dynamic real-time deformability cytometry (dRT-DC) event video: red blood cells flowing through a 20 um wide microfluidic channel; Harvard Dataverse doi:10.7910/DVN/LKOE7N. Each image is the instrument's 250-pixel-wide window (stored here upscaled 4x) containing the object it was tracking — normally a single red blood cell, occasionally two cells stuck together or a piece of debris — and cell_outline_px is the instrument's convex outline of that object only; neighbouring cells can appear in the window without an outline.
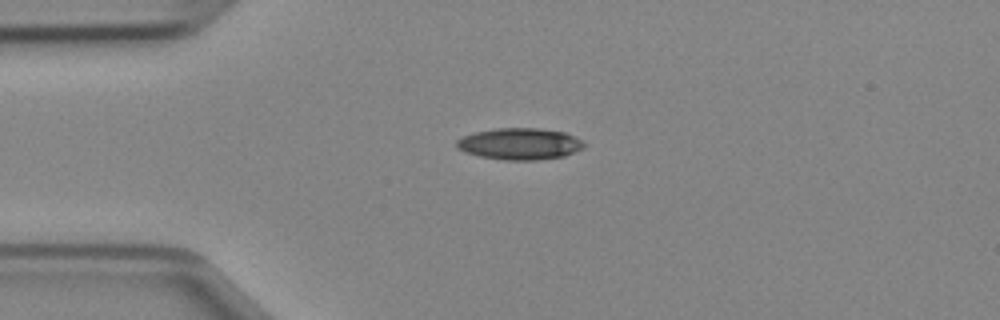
{"species": "Egyptian fruit bat (a non-hibernating species)", "species_latin": "Rousettus aegyptiacus", "temperature_condition": "cold", "stored_images_in_passage": 37, "camera_frame_rate_fps": 3000, "um_per_image_px": 0.085, "animal": {"sex": "female"}, "frame": {"image": 1, "passage_image": 1, "time_ms": 0.0, "image_size_px": [1000, 320], "cell_outline_px": [[584, 148], [564, 156], [536, 160], [504, 160], [480, 156], [464, 152], [456, 148], [456, 140], [464, 136], [476, 132], [496, 128], [540, 128], [564, 132], [580, 140], [584, 144]], "centroid_in_image_um": [44.15, 12.23], "position_along_channel_um": 40.8, "area_um2": 23.35}}
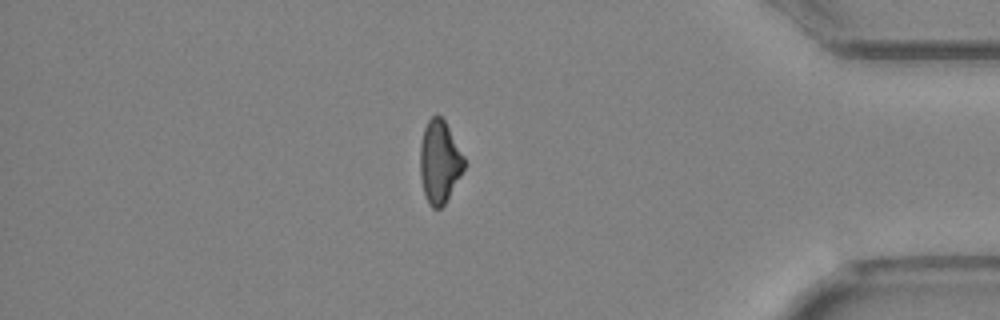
{"frame": {"image": 2, "passage_image": 30, "time_ms": 9.667, "image_size_px": [1000, 320], "cell_outline_px": [[464, 168], [460, 176], [444, 204], [440, 208], [432, 208], [428, 204], [424, 192], [420, 176], [420, 144], [424, 128], [428, 120], [432, 116], [440, 116], [444, 120], [464, 156]], "centroid_in_image_um": [37.34, 13.76], "position_along_channel_um": 397.9, "area_um2": 20.92}}
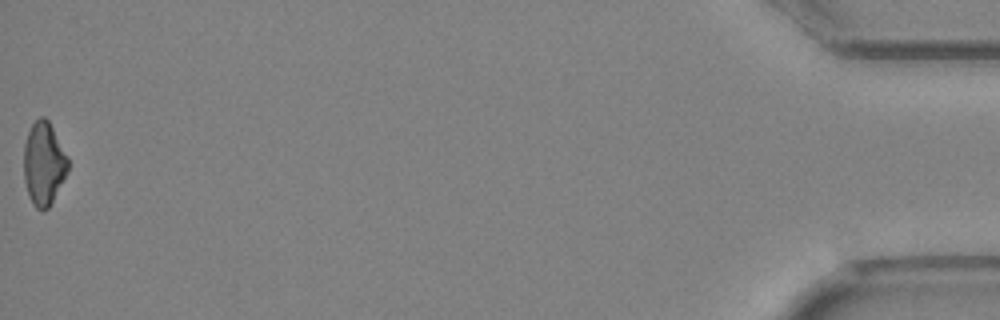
{"frame": {"image": 3, "passage_image": 37, "time_ms": 12.0, "image_size_px": [1000, 320], "cell_outline_px": [[68, 172], [48, 208], [36, 208], [32, 204], [28, 196], [24, 180], [24, 144], [28, 132], [32, 124], [40, 116], [44, 116], [48, 120], [68, 156]], "centroid_in_image_um": [3.71, 13.89], "position_along_channel_um": 431.5, "area_um2": 21.33}}